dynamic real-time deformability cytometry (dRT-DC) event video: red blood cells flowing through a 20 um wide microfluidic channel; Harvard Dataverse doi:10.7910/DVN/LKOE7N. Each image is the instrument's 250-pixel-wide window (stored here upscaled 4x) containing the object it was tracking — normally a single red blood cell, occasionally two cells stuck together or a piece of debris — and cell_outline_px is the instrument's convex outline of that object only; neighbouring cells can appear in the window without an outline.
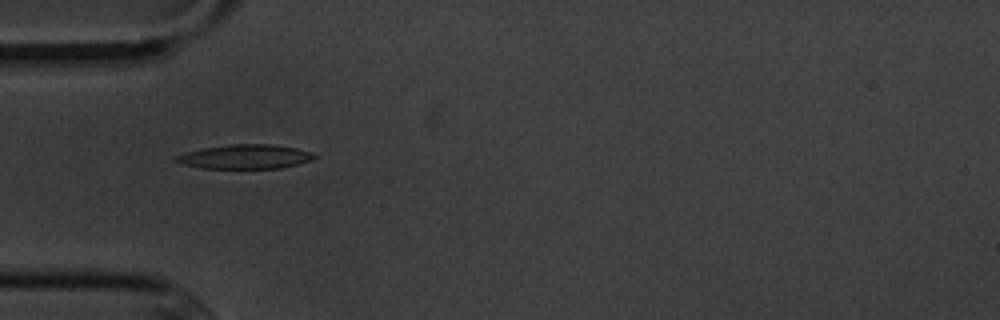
{"species": "common noctule bat (a hibernating species)", "species_latin": "Nyctalus noctula", "temperature_condition": "cold", "stored_images_in_passage": 4, "camera_frame_rate_fps": 3000, "um_per_image_px": 0.085, "animal": {"sex": "male", "body_mass_g": 20.1, "forearm_length_mm": 53.5}, "frame": {"image": 1, "passage_image": 1, "time_ms": 0.0, "image_size_px": [1000, 320], "cell_outline_px": [[320, 156], [312, 160], [280, 168], [200, 168], [180, 164], [172, 160], [176, 156], [184, 152], [200, 148], [232, 144], [272, 144], [296, 148], [312, 152]], "centroid_in_image_um": [20.81, 13.31], "position_along_channel_um": 64.2, "area_um2": 19.77}}
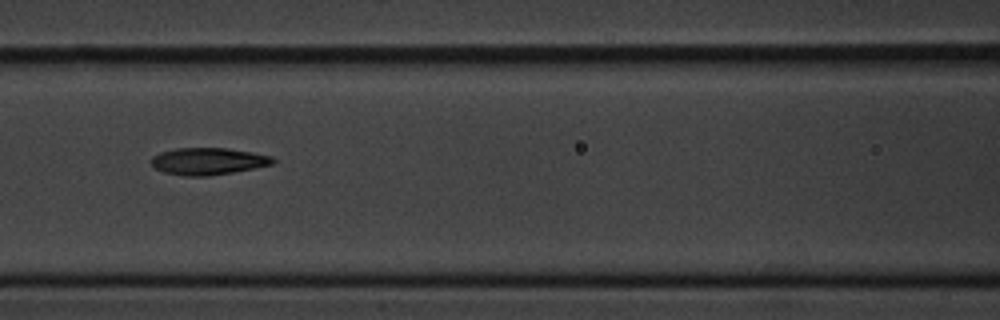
{"frame": {"image": 2, "passage_image": 3, "time_ms": 2.333, "image_size_px": [1000, 320], "cell_outline_px": [[276, 160], [272, 164], [232, 172], [208, 176], [184, 176], [164, 172], [156, 168], [148, 160], [152, 156], [160, 152], [176, 148], [228, 148], [252, 152], [272, 156]], "centroid_in_image_um": [17.65, 13.7], "position_along_channel_um": 148.9, "area_um2": 19.13}}
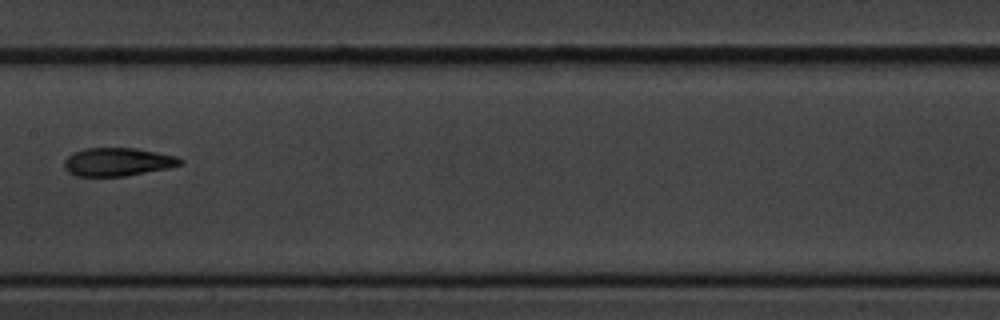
{"frame": {"image": 3, "passage_image": 4, "time_ms": 3.667, "image_size_px": [1000, 320], "cell_outline_px": [[184, 164], [168, 168], [124, 176], [76, 176], [68, 172], [64, 168], [64, 160], [72, 152], [84, 148], [136, 148], [176, 156], [184, 160]], "centroid_in_image_um": [9.99, 13.76], "position_along_channel_um": 197.4, "area_um2": 19.19}}